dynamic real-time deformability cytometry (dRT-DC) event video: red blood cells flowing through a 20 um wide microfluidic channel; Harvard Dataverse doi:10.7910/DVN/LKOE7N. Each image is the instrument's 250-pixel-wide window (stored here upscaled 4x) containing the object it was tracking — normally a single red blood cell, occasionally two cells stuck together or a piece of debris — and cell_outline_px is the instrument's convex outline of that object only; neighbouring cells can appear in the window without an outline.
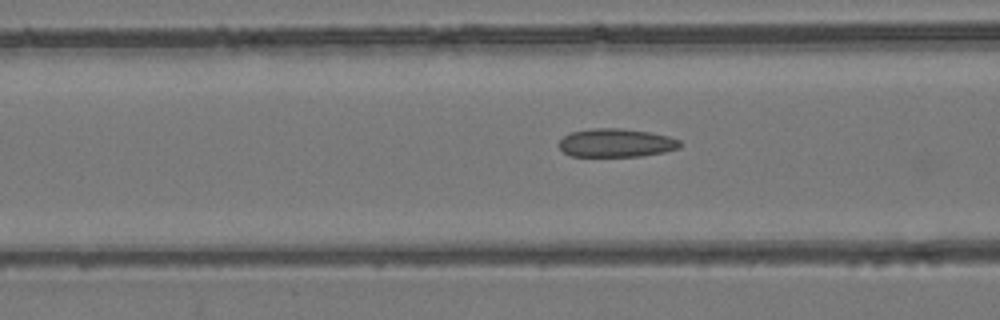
{"species": "common noctule bat (a hibernating species)", "species_latin": "Nyctalus noctula", "temperature_condition": "room temperature", "stored_images_in_passage": 45, "camera_frame_rate_fps": 3000, "um_per_image_px": 0.085, "animal": {"sex": "female", "body_mass_g": 24.6, "forearm_length_mm": 56.2}, "frame": {"image": 1, "passage_image": 13, "time_ms": 4.0, "image_size_px": [1000, 320], "cell_outline_px": [[684, 144], [680, 148], [664, 152], [644, 156], [572, 156], [564, 152], [560, 148], [560, 140], [564, 136], [572, 132], [592, 128], [620, 128], [648, 132], [668, 136], [680, 140]], "centroid_in_image_um": [52.42, 12.15], "position_along_channel_um": 114.2, "area_um2": 20.06}}
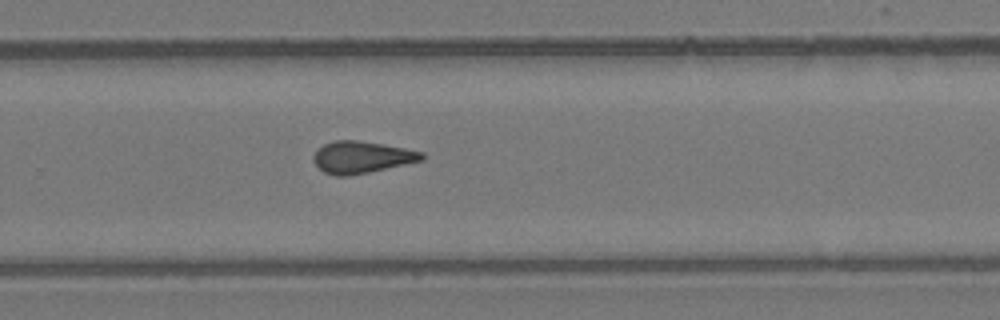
{"frame": {"image": 2, "passage_image": 27, "time_ms": 8.667, "image_size_px": [1000, 320], "cell_outline_px": [[424, 160], [368, 172], [348, 176], [336, 176], [324, 172], [312, 160], [312, 156], [324, 144], [336, 140], [356, 140], [404, 148], [424, 152]], "centroid_in_image_um": [30.74, 13.37], "position_along_channel_um": 299.1, "area_um2": 19.88}}
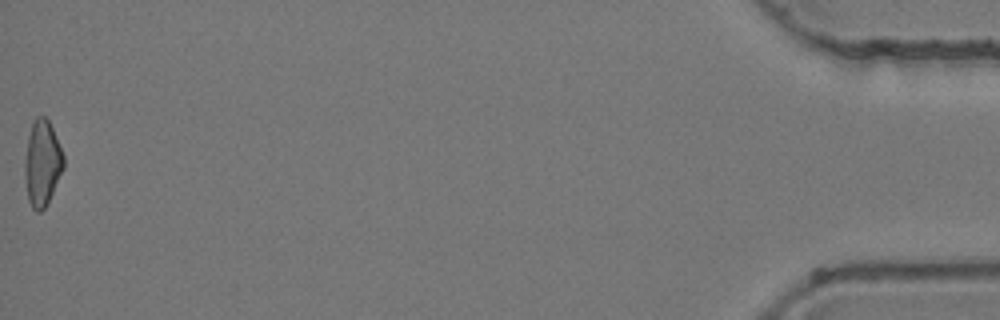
{"frame": {"image": 3, "passage_image": 45, "time_ms": 14.667, "image_size_px": [1000, 320], "cell_outline_px": [[64, 168], [44, 208], [40, 212], [36, 212], [32, 208], [28, 200], [24, 176], [24, 160], [28, 136], [32, 124], [36, 116], [44, 116], [48, 120], [52, 128], [64, 156]], "centroid_in_image_um": [3.57, 13.87], "position_along_channel_um": 431.6, "area_um2": 19.25}, "authors_computed_cell_mechanics": {"area_um2": 19.7676, "velocity_mm_per_s": 3.9641, "shape_relaxation_time_tau1_ms": null, "shape_relaxation_time_tau2_ms": 3.0604, "deformation_change_tau1": null, "deformation_change_tau2": 0.1175}}